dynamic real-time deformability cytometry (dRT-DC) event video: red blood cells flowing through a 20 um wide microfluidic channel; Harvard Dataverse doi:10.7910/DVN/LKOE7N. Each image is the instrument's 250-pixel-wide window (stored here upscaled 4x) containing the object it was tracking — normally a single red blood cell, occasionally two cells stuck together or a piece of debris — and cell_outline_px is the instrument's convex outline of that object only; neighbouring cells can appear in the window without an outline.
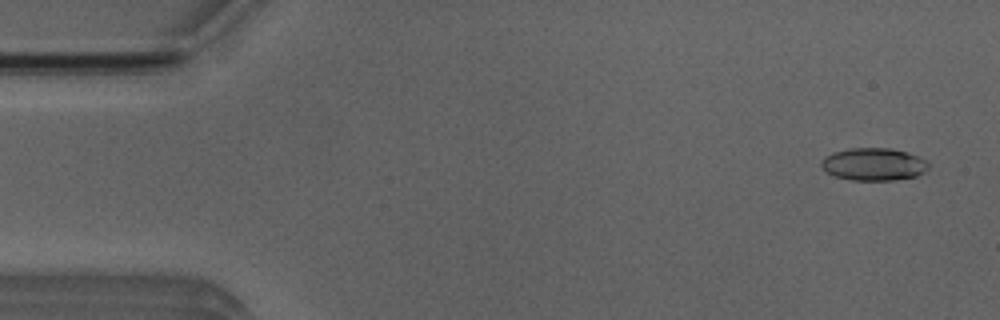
{"species": "Egyptian fruit bat (a non-hibernating species)", "species_latin": "Rousettus aegyptiacus", "temperature_condition": "room temperature", "stored_images_in_passage": 6, "camera_frame_rate_fps": 3000, "um_per_image_px": 0.085, "animal": {"sex": "male"}, "frame": {"image": 1, "passage_image": 1, "time_ms": 0.0, "image_size_px": [1000, 320], "cell_outline_px": [[928, 168], [924, 172], [916, 176], [896, 180], [852, 180], [836, 176], [828, 172], [820, 164], [820, 160], [836, 152], [848, 148], [892, 148], [928, 160]], "centroid_in_image_um": [74.29, 13.96], "position_along_channel_um": 10.7, "area_um2": 20.11}}